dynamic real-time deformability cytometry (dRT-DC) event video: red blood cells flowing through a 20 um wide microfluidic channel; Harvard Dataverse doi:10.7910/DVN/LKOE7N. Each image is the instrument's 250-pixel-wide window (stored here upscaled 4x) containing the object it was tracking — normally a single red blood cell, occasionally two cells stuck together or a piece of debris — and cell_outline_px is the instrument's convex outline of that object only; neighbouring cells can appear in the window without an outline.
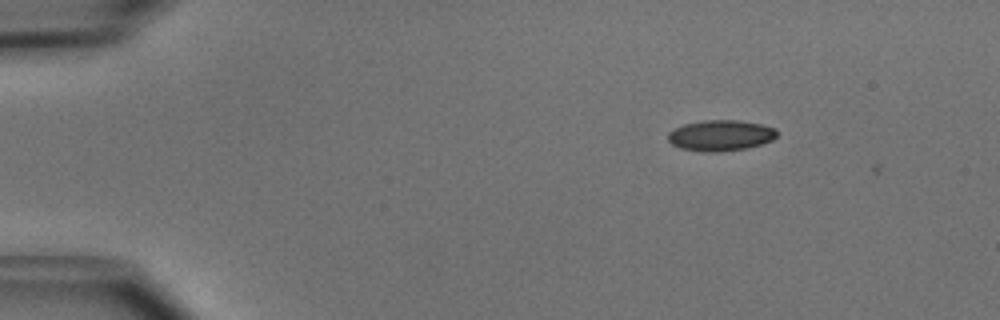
{"species": "common noctule bat (a hibernating species)", "species_latin": "Nyctalus noctula", "temperature_condition": "cold", "stored_images_in_passage": 3, "camera_frame_rate_fps": 3000, "um_per_image_px": 0.085, "animal": {"sex": "male", "body_mass_g": 15.6}, "frame": {"image": 1, "passage_image": 2, "time_ms": 0.333, "image_size_px": [1000, 320], "cell_outline_px": [[776, 136], [772, 140], [748, 148], [720, 152], [704, 152], [680, 148], [672, 144], [668, 140], [668, 132], [684, 124], [704, 120], [736, 120], [760, 124], [776, 128]], "centroid_in_image_um": [61.24, 11.52], "position_along_channel_um": 23.8, "area_um2": 19.54}}